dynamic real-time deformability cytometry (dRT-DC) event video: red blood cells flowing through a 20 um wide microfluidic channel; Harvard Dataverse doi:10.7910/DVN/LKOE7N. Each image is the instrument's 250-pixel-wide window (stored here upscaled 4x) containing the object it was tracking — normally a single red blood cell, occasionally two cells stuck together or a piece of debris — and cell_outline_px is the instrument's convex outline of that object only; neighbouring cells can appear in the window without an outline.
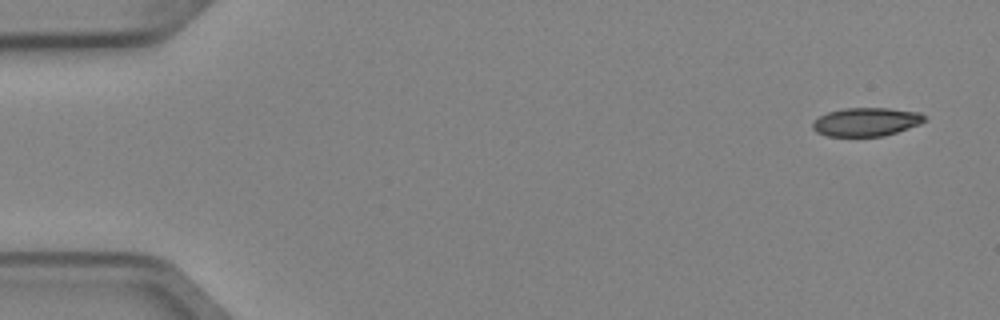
{"species": "Egyptian fruit bat (a non-hibernating species)", "species_latin": "Rousettus aegyptiacus", "temperature_condition": "cold", "stored_images_in_passage": 7, "camera_frame_rate_fps": 3000, "um_per_image_px": 0.085, "animal": {"sex": "female"}, "frame": {"image": 1, "passage_image": 1, "time_ms": 0.0, "image_size_px": [1000, 320], "cell_outline_px": [[928, 120], [920, 124], [884, 136], [828, 136], [816, 132], [812, 128], [812, 124], [820, 116], [828, 112], [844, 108], [888, 108], [920, 112]], "centroid_in_image_um": [73.65, 10.36], "position_along_channel_um": 11.4, "area_um2": 18.55}}
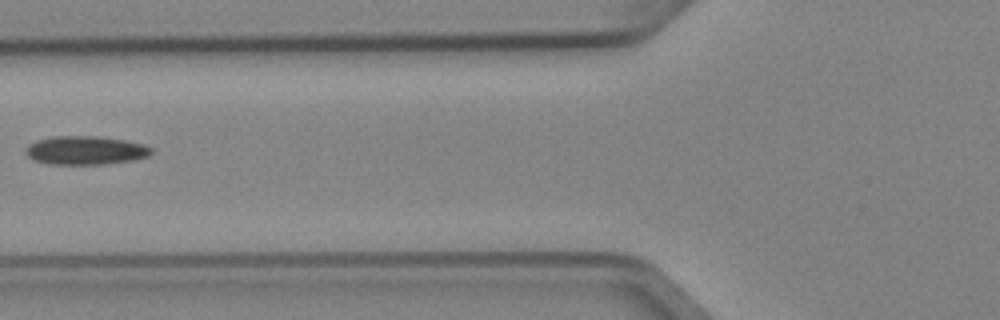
{"frame": {"image": 2, "passage_image": 6, "time_ms": 1.667, "image_size_px": [1000, 320], "cell_outline_px": [[152, 152], [148, 156], [132, 160], [104, 164], [48, 164], [32, 160], [24, 152], [24, 148], [28, 144], [36, 140], [52, 136], [100, 136], [124, 140], [144, 144], [152, 148]], "centroid_in_image_um": [7.21, 12.77], "position_along_channel_um": 118.6, "area_um2": 21.15}}
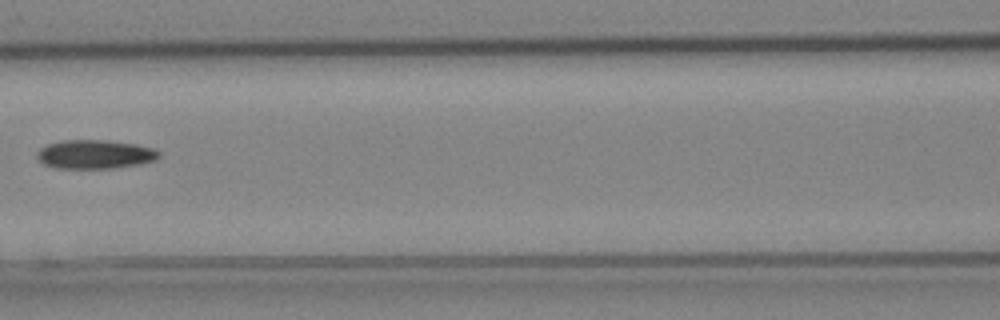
{"frame": {"image": 3, "passage_image": 7, "time_ms": 2.0, "image_size_px": [1000, 320], "cell_outline_px": [[160, 156], [156, 160], [140, 164], [116, 168], [56, 168], [44, 164], [36, 156], [36, 152], [40, 148], [48, 144], [60, 140], [108, 140], [136, 144], [156, 148], [160, 152]], "centroid_in_image_um": [8.1, 13.11], "position_along_channel_um": 158.5, "area_um2": 20.75}}